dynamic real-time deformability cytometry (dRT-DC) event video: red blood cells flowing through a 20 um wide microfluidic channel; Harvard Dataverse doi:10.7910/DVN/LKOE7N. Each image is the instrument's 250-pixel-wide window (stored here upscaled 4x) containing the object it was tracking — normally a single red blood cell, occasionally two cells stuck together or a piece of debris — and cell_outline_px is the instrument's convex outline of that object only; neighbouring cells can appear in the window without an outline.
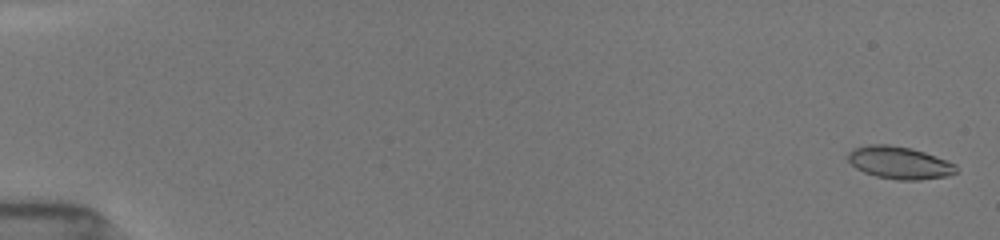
{"species": "common noctule bat (a hibernating species)", "species_latin": "Nyctalus noctula", "temperature_condition": "room temperature", "stored_images_in_passage": 13, "camera_frame_rate_fps": 3000, "um_per_image_px": 0.085, "animal": {"sex": "female", "body_mass_g": 19.5, "forearm_length_mm": 54.1}, "frame": {"image": 1, "passage_image": 1, "time_ms": 0.0, "image_size_px": [1000, 240], "cell_outline_px": [[956, 172], [948, 176], [920, 180], [896, 180], [876, 176], [864, 172], [856, 168], [848, 160], [848, 152], [852, 148], [868, 144], [888, 144], [912, 148], [924, 152], [956, 164]], "centroid_in_image_um": [76.42, 13.82], "position_along_channel_um": 8.6, "area_um2": 20.52}}
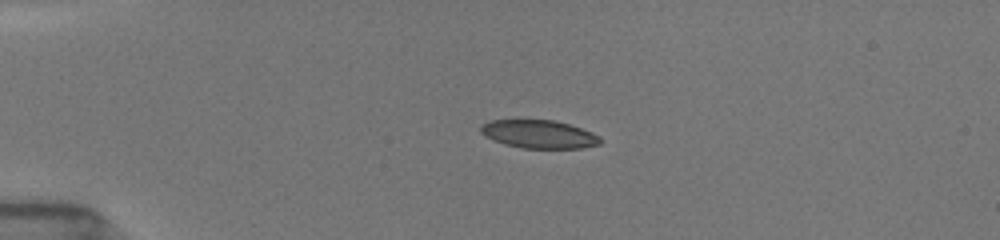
{"frame": {"image": 2, "passage_image": 7, "time_ms": 2.0, "image_size_px": [1000, 240], "cell_outline_px": [[600, 144], [580, 148], [520, 148], [504, 144], [492, 140], [484, 136], [480, 132], [480, 124], [488, 120], [556, 120], [592, 132], [600, 136]], "centroid_in_image_um": [45.76, 11.4], "position_along_channel_um": 39.2, "area_um2": 19.77}}
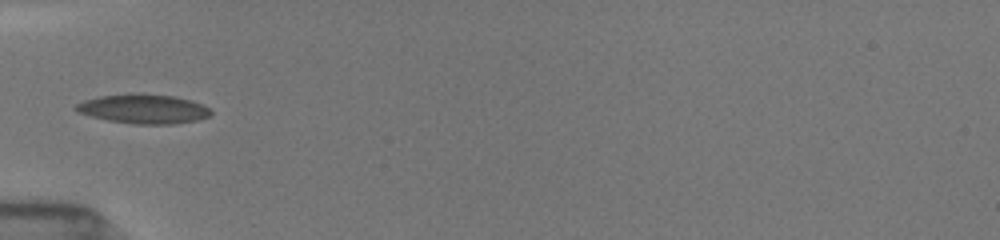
{"frame": {"image": 3, "passage_image": 11, "time_ms": 3.333, "image_size_px": [1000, 240], "cell_outline_px": [[212, 116], [196, 120], [172, 124], [136, 124], [108, 120], [76, 112], [72, 108], [76, 104], [84, 100], [100, 96], [132, 92], [140, 92], [176, 96], [192, 100], [204, 104], [212, 112]], "centroid_in_image_um": [12.2, 9.23], "position_along_channel_um": 72.8, "area_um2": 23.52}}